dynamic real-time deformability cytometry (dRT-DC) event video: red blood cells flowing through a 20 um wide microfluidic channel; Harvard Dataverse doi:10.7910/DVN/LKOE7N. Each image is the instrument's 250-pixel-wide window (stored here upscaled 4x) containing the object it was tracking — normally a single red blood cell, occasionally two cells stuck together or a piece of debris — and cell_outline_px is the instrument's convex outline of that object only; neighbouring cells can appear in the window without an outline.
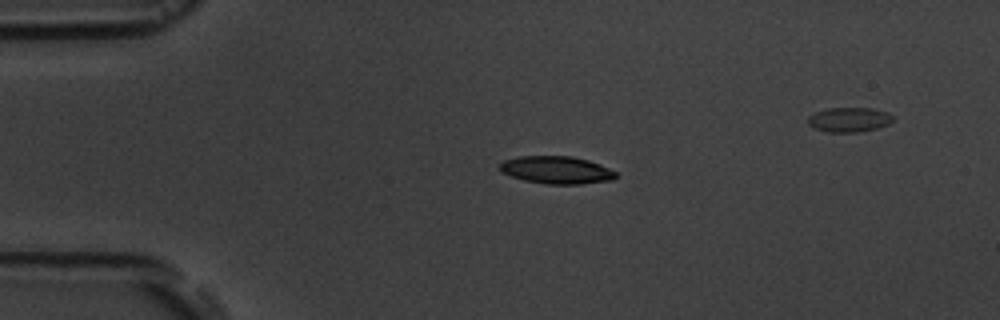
{"species": "common noctule bat (a hibernating species)", "species_latin": "Nyctalus noctula", "temperature_condition": "room temperature", "stored_images_in_passage": 4, "segment_of_instrument_passage": [1, 2], "camera_frame_rate_fps": 3000, "um_per_image_px": 0.085, "animal": {"sex": "male", "body_mass_g": 19.5, "forearm_length_mm": 54.6}, "frame": {"image": 1, "passage_image": 2, "time_ms": 1.333, "image_size_px": [1000, 320], "cell_outline_px": [[616, 176], [612, 180], [580, 184], [548, 184], [524, 180], [500, 172], [496, 168], [504, 160], [520, 156], [572, 156], [588, 160], [600, 164], [616, 172]], "centroid_in_image_um": [47.27, 14.44], "position_along_channel_um": 37.7, "area_um2": 18.67}}